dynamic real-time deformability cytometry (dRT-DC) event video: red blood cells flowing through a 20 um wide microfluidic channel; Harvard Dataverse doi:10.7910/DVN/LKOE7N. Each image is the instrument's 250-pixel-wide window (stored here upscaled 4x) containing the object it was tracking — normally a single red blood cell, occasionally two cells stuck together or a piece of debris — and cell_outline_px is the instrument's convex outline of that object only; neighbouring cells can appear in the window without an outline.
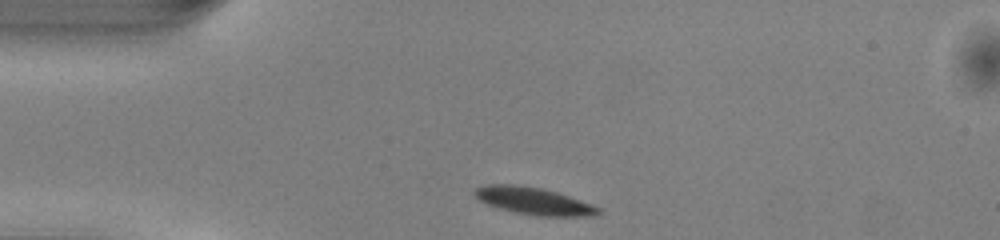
{"species": "common noctule bat (a hibernating species)", "species_latin": "Nyctalus noctula", "temperature_condition": "warm", "stored_images_in_passage": 40, "camera_frame_rate_fps": 3000, "um_per_image_px": 0.085, "animal": {"sex": "male", "body_mass_g": 13.0, "forearm_length_mm": 53.1}, "frame": {"image": 1, "passage_image": 1, "time_ms": 0.0, "image_size_px": [1000, 240], "cell_outline_px": [[600, 212], [592, 216], [536, 216], [516, 212], [500, 208], [488, 204], [480, 200], [472, 192], [476, 188], [484, 184], [516, 184], [540, 188], [556, 192], [592, 204], [600, 208]], "centroid_in_image_um": [45.35, 17.07], "position_along_channel_um": 39.7, "area_um2": 19.42}}
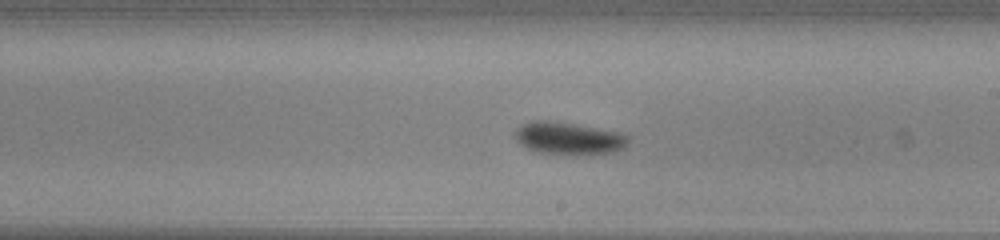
{"frame": {"image": 2, "passage_image": 18, "time_ms": 5.667, "image_size_px": [1000, 240], "cell_outline_px": [[632, 140], [624, 148], [612, 152], [540, 152], [528, 148], [520, 144], [512, 136], [516, 128], [520, 124], [532, 120], [548, 120], [576, 124], [620, 132], [628, 136]], "centroid_in_image_um": [48.3, 11.69], "position_along_channel_um": 240.7, "area_um2": 20.92}}
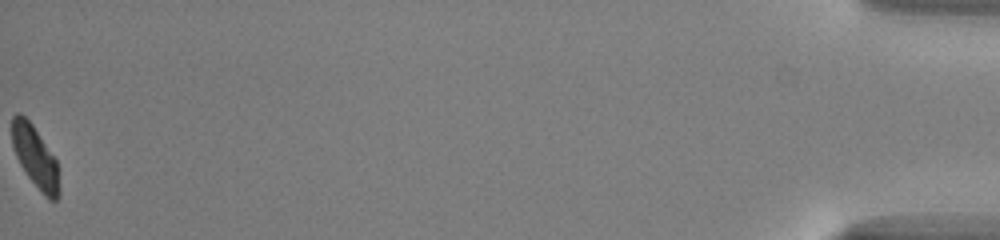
{"frame": {"image": 3, "passage_image": 40, "time_ms": 13.0, "image_size_px": [1000, 240], "cell_outline_px": [[60, 196], [56, 200], [48, 200], [44, 196], [28, 176], [20, 164], [12, 148], [12, 116], [16, 112], [24, 116], [32, 124], [56, 160], [60, 188]], "centroid_in_image_um": [2.99, 13.37], "position_along_channel_um": 432.2, "area_um2": 16.88}, "authors_computed_cell_mechanics": {"area_um2": 19.7098, "velocity_mm_per_s": 4.065, "shape_relaxation_time_tau1_ms": 2.0346, "shape_relaxation_time_tau2_ms": null, "deformation_change_tau1": 0.1013, "deformation_change_tau2": null}}